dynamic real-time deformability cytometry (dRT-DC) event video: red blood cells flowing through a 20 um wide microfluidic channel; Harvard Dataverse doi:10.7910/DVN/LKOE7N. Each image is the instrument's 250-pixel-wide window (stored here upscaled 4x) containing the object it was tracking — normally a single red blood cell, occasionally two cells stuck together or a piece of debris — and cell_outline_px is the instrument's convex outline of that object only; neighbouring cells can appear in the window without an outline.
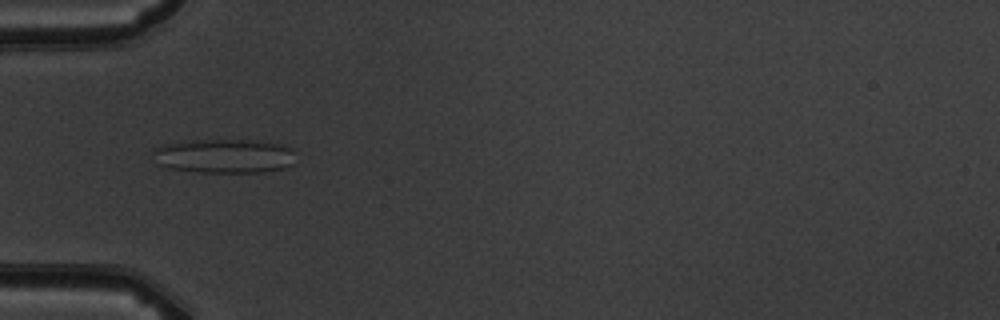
{"species": "common noctule bat (a hibernating species)", "species_latin": "Nyctalus noctula", "temperature_condition": "warm", "stored_images_in_passage": 7, "camera_frame_rate_fps": 3000, "um_per_image_px": 0.085, "animal": {"sex": "male", "body_mass_g": 19.5, "forearm_length_mm": 54.6}, "frame": {"image": 1, "passage_image": 4, "time_ms": 3.667, "image_size_px": [1000, 320], "cell_outline_px": [[296, 152], [292, 164], [284, 168], [260, 172], [196, 172], [172, 168], [156, 164], [152, 152], [152, 148], [164, 144], [180, 140], [252, 140], [284, 144], [292, 148]], "centroid_in_image_um": [19.04, 13.24], "position_along_channel_um": 66.0, "area_um2": 28.9}}
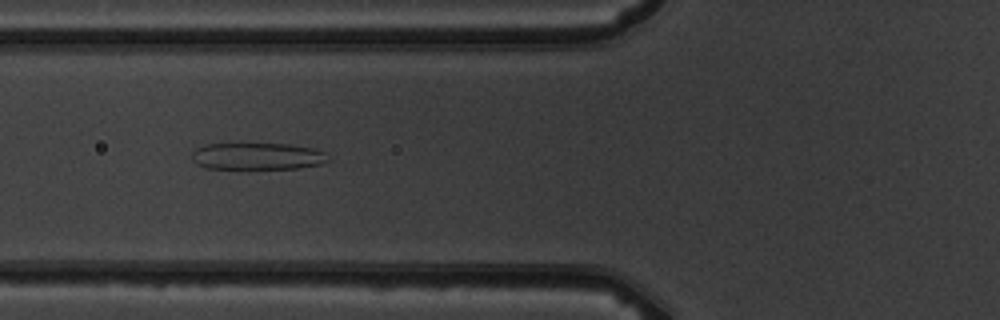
{"frame": {"image": 2, "passage_image": 5, "time_ms": 4.667, "image_size_px": [1000, 320], "cell_outline_px": [[332, 160], [320, 164], [300, 168], [204, 168], [196, 164], [192, 160], [192, 152], [196, 148], [204, 144], [232, 140], [288, 144], [316, 148], [324, 152]], "centroid_in_image_um": [21.82, 13.21], "position_along_channel_um": 104.0, "area_um2": 22.66}}
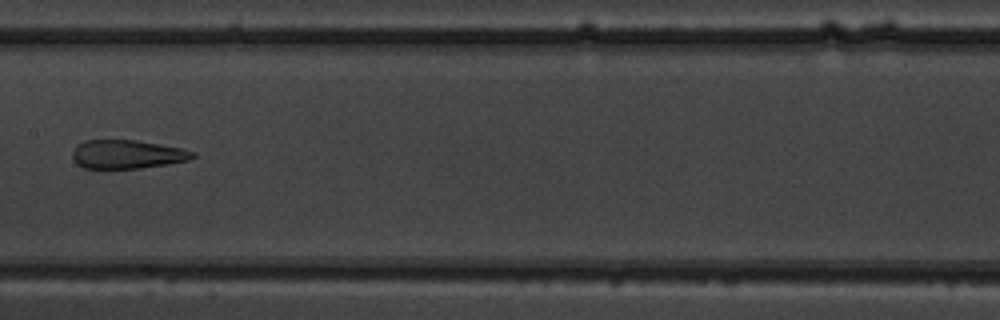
{"frame": {"image": 3, "passage_image": 7, "time_ms": 7.0, "image_size_px": [1000, 320], "cell_outline_px": [[196, 156], [188, 160], [168, 164], [140, 168], [84, 168], [76, 164], [72, 156], [72, 152], [84, 140], [136, 140], [184, 148], [196, 152]], "centroid_in_image_um": [10.85, 13.11], "position_along_channel_um": 196.6, "area_um2": 20.11}}